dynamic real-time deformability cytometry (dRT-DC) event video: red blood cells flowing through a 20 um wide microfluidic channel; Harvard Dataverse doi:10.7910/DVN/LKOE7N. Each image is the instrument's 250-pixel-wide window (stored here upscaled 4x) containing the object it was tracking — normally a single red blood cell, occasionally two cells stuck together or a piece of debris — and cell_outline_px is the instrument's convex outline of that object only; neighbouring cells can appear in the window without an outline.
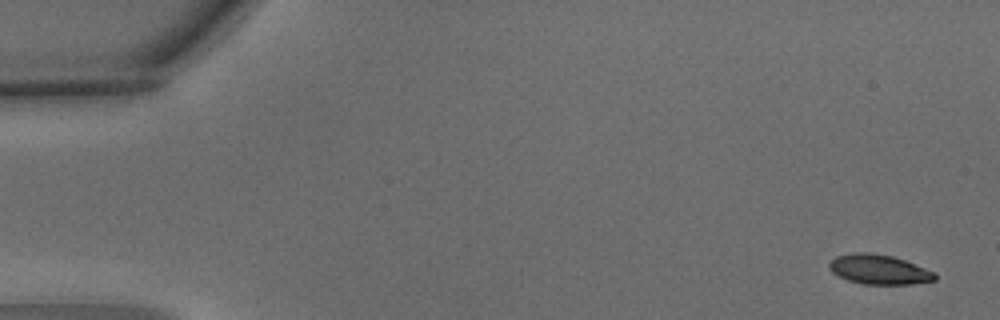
{"species": "common noctule bat (a hibernating species)", "species_latin": "Nyctalus noctula", "temperature_condition": "warm", "stored_images_in_passage": 4, "camera_frame_rate_fps": 3000, "um_per_image_px": 0.085, "animal": {"sex": "male", "body_mass_g": 15.6}, "frame": {"image": 1, "passage_image": 1, "time_ms": 0.0, "image_size_px": [1000, 320], "cell_outline_px": [[936, 280], [912, 284], [864, 284], [848, 280], [832, 272], [828, 268], [828, 264], [836, 256], [856, 252], [868, 252], [892, 256], [904, 260], [936, 272]], "centroid_in_image_um": [74.72, 22.9], "position_along_channel_um": 10.3, "area_um2": 18.21}}
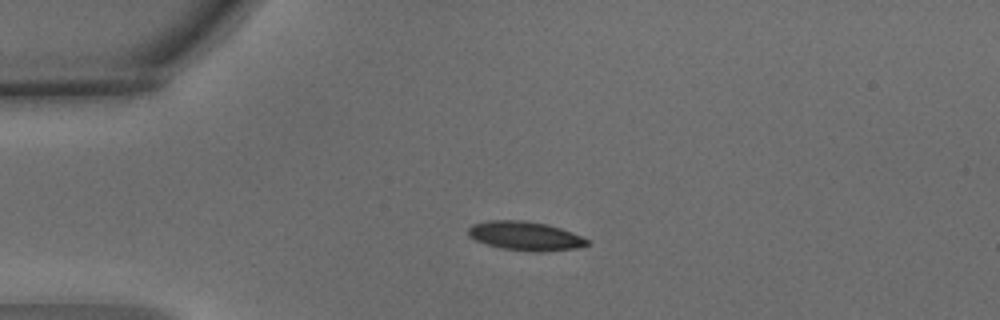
{"frame": {"image": 2, "passage_image": 3, "time_ms": 0.667, "image_size_px": [1000, 320], "cell_outline_px": [[588, 244], [576, 248], [540, 252], [536, 252], [500, 248], [476, 240], [468, 236], [468, 228], [472, 224], [488, 220], [524, 220], [548, 224], [560, 228], [580, 236], [588, 240]], "centroid_in_image_um": [44.61, 20.04], "position_along_channel_um": 40.4, "area_um2": 19.94}}